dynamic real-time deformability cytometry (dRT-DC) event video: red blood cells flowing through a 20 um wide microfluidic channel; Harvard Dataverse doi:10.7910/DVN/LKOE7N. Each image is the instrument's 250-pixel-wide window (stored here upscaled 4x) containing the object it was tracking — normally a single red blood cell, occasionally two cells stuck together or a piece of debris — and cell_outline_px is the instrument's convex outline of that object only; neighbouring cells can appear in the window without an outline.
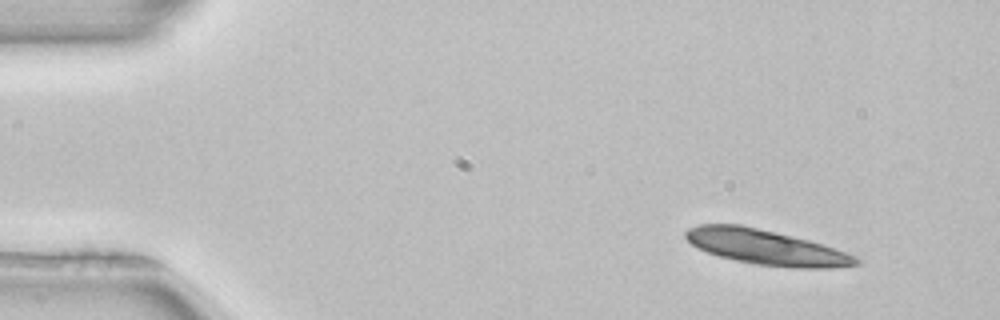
{"species": "common noctule bat (a hibernating species)", "species_latin": "Nyctalus noctula", "temperature_condition": "room temperature", "stored_images_in_passage": 48, "camera_frame_rate_fps": 3000, "um_per_image_px": 0.085, "animal": {"sex": "female", "body_mass_g": 22.7, "forearm_length_mm": 54.2}, "frame": {"image": 1, "passage_image": 1, "time_ms": 0.0, "image_size_px": [1000, 320], "cell_outline_px": [[860, 264], [832, 268], [796, 268], [756, 264], [736, 260], [720, 256], [708, 252], [692, 244], [684, 236], [684, 232], [688, 228], [700, 224], [740, 224], [808, 240], [856, 256], [860, 260]], "centroid_in_image_um": [65.1, 21.01], "position_along_channel_um": 19.9, "area_um2": 34.22}}